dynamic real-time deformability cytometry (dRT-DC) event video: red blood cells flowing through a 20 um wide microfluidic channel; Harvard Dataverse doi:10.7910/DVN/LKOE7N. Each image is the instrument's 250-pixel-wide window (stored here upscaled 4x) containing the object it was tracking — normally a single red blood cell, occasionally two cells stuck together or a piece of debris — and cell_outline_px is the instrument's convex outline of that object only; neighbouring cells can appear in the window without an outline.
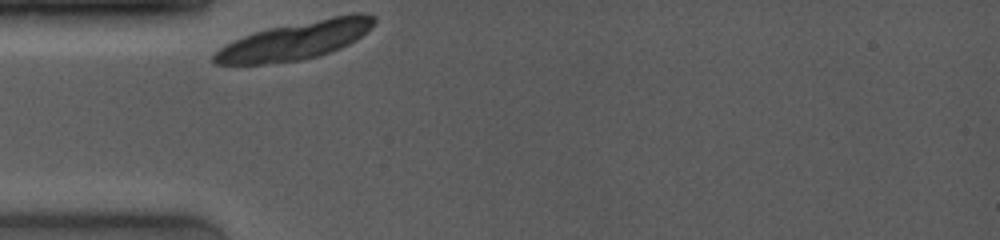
{"species": "common noctule bat (a hibernating species)", "species_latin": "Nyctalus noctula", "temperature_condition": "room temperature", "stored_images_in_passage": 1, "camera_frame_rate_fps": 4000, "um_per_image_px": 0.085, "animal": {"sex": "female", "body_mass_g": 19.0, "forearm_length_mm": 53.3}, "frame": {"image": 1, "passage_image": 1, "time_ms": 0.0, "image_size_px": [1000, 240], "cell_outline_px": [[376, 20], [356, 40], [340, 48], [316, 56], [300, 60], [260, 64], [216, 64], [212, 60], [212, 56], [220, 48], [244, 36], [268, 28], [352, 12], [364, 12], [376, 16]], "centroid_in_image_um": [25.13, 3.42], "position_along_channel_um": 59.9, "area_um2": 34.97}}